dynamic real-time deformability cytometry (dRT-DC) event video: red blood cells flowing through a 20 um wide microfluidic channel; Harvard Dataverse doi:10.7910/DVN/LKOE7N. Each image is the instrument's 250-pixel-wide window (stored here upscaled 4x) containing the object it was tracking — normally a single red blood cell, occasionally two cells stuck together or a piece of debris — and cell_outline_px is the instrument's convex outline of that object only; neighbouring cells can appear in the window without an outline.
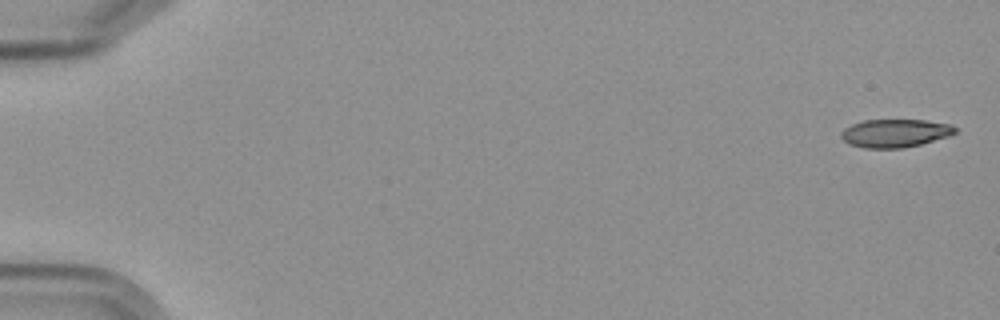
{"species": "Egyptian fruit bat (a non-hibernating species)", "species_latin": "Rousettus aegyptiacus", "temperature_condition": "cold", "stored_images_in_passage": 8, "camera_frame_rate_fps": 3000, "um_per_image_px": 0.085, "frame": {"image": 1, "passage_image": 1, "time_ms": 0.0, "image_size_px": [1000, 320], "cell_outline_px": [[956, 132], [948, 136], [920, 144], [900, 148], [864, 148], [848, 144], [840, 136], [840, 132], [844, 128], [852, 124], [864, 120], [924, 120], [952, 124], [956, 128]], "centroid_in_image_um": [76.05, 11.31], "position_along_channel_um": 9.0, "area_um2": 18.67}}
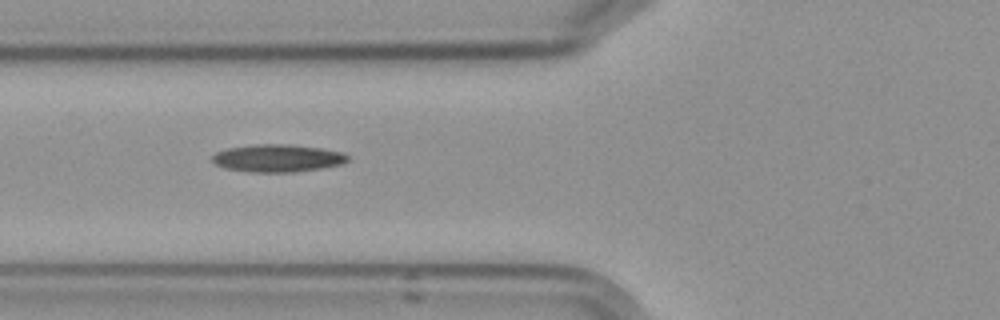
{"frame": {"image": 2, "passage_image": 7, "time_ms": 7.0, "image_size_px": [1000, 320], "cell_outline_px": [[348, 160], [340, 164], [320, 168], [292, 172], [252, 172], [224, 168], [216, 164], [212, 160], [212, 156], [216, 152], [228, 148], [260, 144], [288, 144], [320, 148], [340, 152], [348, 156]], "centroid_in_image_um": [23.56, 13.44], "position_along_channel_um": 102.2, "area_um2": 21.44}}
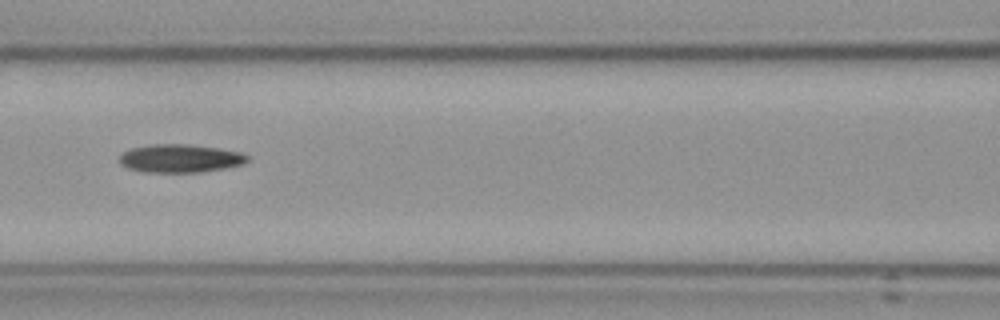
{"frame": {"image": 3, "passage_image": 8, "time_ms": 8.333, "image_size_px": [1000, 320], "cell_outline_px": [[248, 160], [244, 164], [224, 168], [200, 172], [144, 172], [128, 168], [120, 164], [120, 156], [124, 152], [132, 148], [152, 144], [188, 144], [216, 148], [240, 152], [248, 156]], "centroid_in_image_um": [15.31, 13.46], "position_along_channel_um": 151.3, "area_um2": 20.87}}